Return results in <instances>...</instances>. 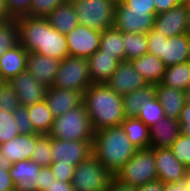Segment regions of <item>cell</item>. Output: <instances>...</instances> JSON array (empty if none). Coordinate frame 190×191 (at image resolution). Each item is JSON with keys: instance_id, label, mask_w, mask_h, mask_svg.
Masks as SVG:
<instances>
[{"instance_id": "obj_1", "label": "cell", "mask_w": 190, "mask_h": 191, "mask_svg": "<svg viewBox=\"0 0 190 191\" xmlns=\"http://www.w3.org/2000/svg\"><path fill=\"white\" fill-rule=\"evenodd\" d=\"M15 20L18 43L28 52L58 60L69 56L65 34L53 28L46 18L22 16Z\"/></svg>"}, {"instance_id": "obj_2", "label": "cell", "mask_w": 190, "mask_h": 191, "mask_svg": "<svg viewBox=\"0 0 190 191\" xmlns=\"http://www.w3.org/2000/svg\"><path fill=\"white\" fill-rule=\"evenodd\" d=\"M83 104L93 131L121 126L125 119L122 96L106 83L91 84L83 92Z\"/></svg>"}, {"instance_id": "obj_3", "label": "cell", "mask_w": 190, "mask_h": 191, "mask_svg": "<svg viewBox=\"0 0 190 191\" xmlns=\"http://www.w3.org/2000/svg\"><path fill=\"white\" fill-rule=\"evenodd\" d=\"M92 155L114 176L137 152L121 126L94 132Z\"/></svg>"}, {"instance_id": "obj_4", "label": "cell", "mask_w": 190, "mask_h": 191, "mask_svg": "<svg viewBox=\"0 0 190 191\" xmlns=\"http://www.w3.org/2000/svg\"><path fill=\"white\" fill-rule=\"evenodd\" d=\"M147 53L159 57L166 67L190 61V34L163 36L152 28L147 34Z\"/></svg>"}, {"instance_id": "obj_5", "label": "cell", "mask_w": 190, "mask_h": 191, "mask_svg": "<svg viewBox=\"0 0 190 191\" xmlns=\"http://www.w3.org/2000/svg\"><path fill=\"white\" fill-rule=\"evenodd\" d=\"M48 136L70 141H93L94 131L84 104L54 118Z\"/></svg>"}, {"instance_id": "obj_6", "label": "cell", "mask_w": 190, "mask_h": 191, "mask_svg": "<svg viewBox=\"0 0 190 191\" xmlns=\"http://www.w3.org/2000/svg\"><path fill=\"white\" fill-rule=\"evenodd\" d=\"M114 176L134 187L157 180L154 149L137 150Z\"/></svg>"}, {"instance_id": "obj_7", "label": "cell", "mask_w": 190, "mask_h": 191, "mask_svg": "<svg viewBox=\"0 0 190 191\" xmlns=\"http://www.w3.org/2000/svg\"><path fill=\"white\" fill-rule=\"evenodd\" d=\"M79 25L98 31L113 27L116 5L109 0H70Z\"/></svg>"}, {"instance_id": "obj_8", "label": "cell", "mask_w": 190, "mask_h": 191, "mask_svg": "<svg viewBox=\"0 0 190 191\" xmlns=\"http://www.w3.org/2000/svg\"><path fill=\"white\" fill-rule=\"evenodd\" d=\"M91 84L88 60L69 55L61 60L52 86L83 94Z\"/></svg>"}, {"instance_id": "obj_9", "label": "cell", "mask_w": 190, "mask_h": 191, "mask_svg": "<svg viewBox=\"0 0 190 191\" xmlns=\"http://www.w3.org/2000/svg\"><path fill=\"white\" fill-rule=\"evenodd\" d=\"M112 174L93 156L75 168L72 180L74 191H106Z\"/></svg>"}, {"instance_id": "obj_10", "label": "cell", "mask_w": 190, "mask_h": 191, "mask_svg": "<svg viewBox=\"0 0 190 191\" xmlns=\"http://www.w3.org/2000/svg\"><path fill=\"white\" fill-rule=\"evenodd\" d=\"M156 11L133 10L123 3L117 4L113 27L123 33L147 34L154 24Z\"/></svg>"}, {"instance_id": "obj_11", "label": "cell", "mask_w": 190, "mask_h": 191, "mask_svg": "<svg viewBox=\"0 0 190 191\" xmlns=\"http://www.w3.org/2000/svg\"><path fill=\"white\" fill-rule=\"evenodd\" d=\"M93 141H70L51 137L52 162L76 167L93 152Z\"/></svg>"}, {"instance_id": "obj_12", "label": "cell", "mask_w": 190, "mask_h": 191, "mask_svg": "<svg viewBox=\"0 0 190 191\" xmlns=\"http://www.w3.org/2000/svg\"><path fill=\"white\" fill-rule=\"evenodd\" d=\"M65 36L70 56L88 59L100 48L101 31L78 25Z\"/></svg>"}, {"instance_id": "obj_13", "label": "cell", "mask_w": 190, "mask_h": 191, "mask_svg": "<svg viewBox=\"0 0 190 191\" xmlns=\"http://www.w3.org/2000/svg\"><path fill=\"white\" fill-rule=\"evenodd\" d=\"M153 28L166 37L188 34V10L186 1L183 0L172 9L157 14L154 19Z\"/></svg>"}, {"instance_id": "obj_14", "label": "cell", "mask_w": 190, "mask_h": 191, "mask_svg": "<svg viewBox=\"0 0 190 191\" xmlns=\"http://www.w3.org/2000/svg\"><path fill=\"white\" fill-rule=\"evenodd\" d=\"M9 83L16 92L21 106L28 107L45 100L48 87L39 83L27 70L12 78Z\"/></svg>"}, {"instance_id": "obj_15", "label": "cell", "mask_w": 190, "mask_h": 191, "mask_svg": "<svg viewBox=\"0 0 190 191\" xmlns=\"http://www.w3.org/2000/svg\"><path fill=\"white\" fill-rule=\"evenodd\" d=\"M106 84L121 96L148 85L146 80L136 72L131 61L119 62Z\"/></svg>"}, {"instance_id": "obj_16", "label": "cell", "mask_w": 190, "mask_h": 191, "mask_svg": "<svg viewBox=\"0 0 190 191\" xmlns=\"http://www.w3.org/2000/svg\"><path fill=\"white\" fill-rule=\"evenodd\" d=\"M158 180L164 184L183 181L188 168L179 162L170 148L154 149Z\"/></svg>"}, {"instance_id": "obj_17", "label": "cell", "mask_w": 190, "mask_h": 191, "mask_svg": "<svg viewBox=\"0 0 190 191\" xmlns=\"http://www.w3.org/2000/svg\"><path fill=\"white\" fill-rule=\"evenodd\" d=\"M61 60L28 52L26 56V70L46 87H51L55 80Z\"/></svg>"}, {"instance_id": "obj_18", "label": "cell", "mask_w": 190, "mask_h": 191, "mask_svg": "<svg viewBox=\"0 0 190 191\" xmlns=\"http://www.w3.org/2000/svg\"><path fill=\"white\" fill-rule=\"evenodd\" d=\"M45 101L53 117L56 118L80 106L83 103V94L78 91L51 86L47 88Z\"/></svg>"}, {"instance_id": "obj_19", "label": "cell", "mask_w": 190, "mask_h": 191, "mask_svg": "<svg viewBox=\"0 0 190 191\" xmlns=\"http://www.w3.org/2000/svg\"><path fill=\"white\" fill-rule=\"evenodd\" d=\"M41 166L31 159L13 163L9 169L16 191H35Z\"/></svg>"}, {"instance_id": "obj_20", "label": "cell", "mask_w": 190, "mask_h": 191, "mask_svg": "<svg viewBox=\"0 0 190 191\" xmlns=\"http://www.w3.org/2000/svg\"><path fill=\"white\" fill-rule=\"evenodd\" d=\"M181 133L177 119L164 117L150 127V148H170Z\"/></svg>"}, {"instance_id": "obj_21", "label": "cell", "mask_w": 190, "mask_h": 191, "mask_svg": "<svg viewBox=\"0 0 190 191\" xmlns=\"http://www.w3.org/2000/svg\"><path fill=\"white\" fill-rule=\"evenodd\" d=\"M41 134H19L15 138L0 145V153L12 163L31 159L35 141Z\"/></svg>"}, {"instance_id": "obj_22", "label": "cell", "mask_w": 190, "mask_h": 191, "mask_svg": "<svg viewBox=\"0 0 190 191\" xmlns=\"http://www.w3.org/2000/svg\"><path fill=\"white\" fill-rule=\"evenodd\" d=\"M87 60L92 84L106 83L120 62L114 55H109L100 49Z\"/></svg>"}, {"instance_id": "obj_23", "label": "cell", "mask_w": 190, "mask_h": 191, "mask_svg": "<svg viewBox=\"0 0 190 191\" xmlns=\"http://www.w3.org/2000/svg\"><path fill=\"white\" fill-rule=\"evenodd\" d=\"M28 51L17 44L6 50L0 58V79L9 82L19 73L26 70V56Z\"/></svg>"}, {"instance_id": "obj_24", "label": "cell", "mask_w": 190, "mask_h": 191, "mask_svg": "<svg viewBox=\"0 0 190 191\" xmlns=\"http://www.w3.org/2000/svg\"><path fill=\"white\" fill-rule=\"evenodd\" d=\"M155 91L164 109L165 117L178 120L180 112L185 104V92L160 83L155 84Z\"/></svg>"}, {"instance_id": "obj_25", "label": "cell", "mask_w": 190, "mask_h": 191, "mask_svg": "<svg viewBox=\"0 0 190 191\" xmlns=\"http://www.w3.org/2000/svg\"><path fill=\"white\" fill-rule=\"evenodd\" d=\"M136 72H138L148 84H158L161 82L166 66L163 61L149 53H145L139 58L131 60Z\"/></svg>"}, {"instance_id": "obj_26", "label": "cell", "mask_w": 190, "mask_h": 191, "mask_svg": "<svg viewBox=\"0 0 190 191\" xmlns=\"http://www.w3.org/2000/svg\"><path fill=\"white\" fill-rule=\"evenodd\" d=\"M57 31L67 34L79 25L78 16L70 0L56 7L45 17Z\"/></svg>"}, {"instance_id": "obj_27", "label": "cell", "mask_w": 190, "mask_h": 191, "mask_svg": "<svg viewBox=\"0 0 190 191\" xmlns=\"http://www.w3.org/2000/svg\"><path fill=\"white\" fill-rule=\"evenodd\" d=\"M156 96L155 84H148L122 96L125 118H137L142 104Z\"/></svg>"}, {"instance_id": "obj_28", "label": "cell", "mask_w": 190, "mask_h": 191, "mask_svg": "<svg viewBox=\"0 0 190 191\" xmlns=\"http://www.w3.org/2000/svg\"><path fill=\"white\" fill-rule=\"evenodd\" d=\"M121 127L138 150L150 148V128L143 121L138 118H125Z\"/></svg>"}, {"instance_id": "obj_29", "label": "cell", "mask_w": 190, "mask_h": 191, "mask_svg": "<svg viewBox=\"0 0 190 191\" xmlns=\"http://www.w3.org/2000/svg\"><path fill=\"white\" fill-rule=\"evenodd\" d=\"M27 112L34 131L41 135H48L51 130L54 117L49 110L46 101H40L28 106Z\"/></svg>"}, {"instance_id": "obj_30", "label": "cell", "mask_w": 190, "mask_h": 191, "mask_svg": "<svg viewBox=\"0 0 190 191\" xmlns=\"http://www.w3.org/2000/svg\"><path fill=\"white\" fill-rule=\"evenodd\" d=\"M160 84L185 91L190 86V61L166 67Z\"/></svg>"}, {"instance_id": "obj_31", "label": "cell", "mask_w": 190, "mask_h": 191, "mask_svg": "<svg viewBox=\"0 0 190 191\" xmlns=\"http://www.w3.org/2000/svg\"><path fill=\"white\" fill-rule=\"evenodd\" d=\"M99 49L109 55H114L120 62L126 61L123 32L114 27L101 32Z\"/></svg>"}, {"instance_id": "obj_32", "label": "cell", "mask_w": 190, "mask_h": 191, "mask_svg": "<svg viewBox=\"0 0 190 191\" xmlns=\"http://www.w3.org/2000/svg\"><path fill=\"white\" fill-rule=\"evenodd\" d=\"M123 43L126 53V61L139 58L148 51V40L146 34L123 33Z\"/></svg>"}, {"instance_id": "obj_33", "label": "cell", "mask_w": 190, "mask_h": 191, "mask_svg": "<svg viewBox=\"0 0 190 191\" xmlns=\"http://www.w3.org/2000/svg\"><path fill=\"white\" fill-rule=\"evenodd\" d=\"M165 117L164 109L161 106L157 96L152 100L145 101L140 108L137 116L138 119L143 121L149 128Z\"/></svg>"}, {"instance_id": "obj_34", "label": "cell", "mask_w": 190, "mask_h": 191, "mask_svg": "<svg viewBox=\"0 0 190 191\" xmlns=\"http://www.w3.org/2000/svg\"><path fill=\"white\" fill-rule=\"evenodd\" d=\"M31 160L38 163L41 168L50 167L52 164L51 156V137L41 135L36 141L32 152Z\"/></svg>"}, {"instance_id": "obj_35", "label": "cell", "mask_w": 190, "mask_h": 191, "mask_svg": "<svg viewBox=\"0 0 190 191\" xmlns=\"http://www.w3.org/2000/svg\"><path fill=\"white\" fill-rule=\"evenodd\" d=\"M18 135V126L14 114L7 111H0V145Z\"/></svg>"}, {"instance_id": "obj_36", "label": "cell", "mask_w": 190, "mask_h": 191, "mask_svg": "<svg viewBox=\"0 0 190 191\" xmlns=\"http://www.w3.org/2000/svg\"><path fill=\"white\" fill-rule=\"evenodd\" d=\"M18 96L11 84L7 81L0 82V111L13 113L19 107Z\"/></svg>"}, {"instance_id": "obj_37", "label": "cell", "mask_w": 190, "mask_h": 191, "mask_svg": "<svg viewBox=\"0 0 190 191\" xmlns=\"http://www.w3.org/2000/svg\"><path fill=\"white\" fill-rule=\"evenodd\" d=\"M18 44L16 20L0 24V49L4 52Z\"/></svg>"}, {"instance_id": "obj_38", "label": "cell", "mask_w": 190, "mask_h": 191, "mask_svg": "<svg viewBox=\"0 0 190 191\" xmlns=\"http://www.w3.org/2000/svg\"><path fill=\"white\" fill-rule=\"evenodd\" d=\"M170 149L179 162L190 168V136L180 133Z\"/></svg>"}, {"instance_id": "obj_39", "label": "cell", "mask_w": 190, "mask_h": 191, "mask_svg": "<svg viewBox=\"0 0 190 191\" xmlns=\"http://www.w3.org/2000/svg\"><path fill=\"white\" fill-rule=\"evenodd\" d=\"M67 0H32L28 16L45 18Z\"/></svg>"}, {"instance_id": "obj_40", "label": "cell", "mask_w": 190, "mask_h": 191, "mask_svg": "<svg viewBox=\"0 0 190 191\" xmlns=\"http://www.w3.org/2000/svg\"><path fill=\"white\" fill-rule=\"evenodd\" d=\"M12 162L0 153V191H14L15 185L10 176L9 169L12 167Z\"/></svg>"}, {"instance_id": "obj_41", "label": "cell", "mask_w": 190, "mask_h": 191, "mask_svg": "<svg viewBox=\"0 0 190 191\" xmlns=\"http://www.w3.org/2000/svg\"><path fill=\"white\" fill-rule=\"evenodd\" d=\"M13 114L17 121L19 134H24V135L38 134L34 131L32 127L27 112V107L19 105V107L13 112Z\"/></svg>"}, {"instance_id": "obj_42", "label": "cell", "mask_w": 190, "mask_h": 191, "mask_svg": "<svg viewBox=\"0 0 190 191\" xmlns=\"http://www.w3.org/2000/svg\"><path fill=\"white\" fill-rule=\"evenodd\" d=\"M75 168L73 165H64L59 162H52L50 166L56 180L62 182H72Z\"/></svg>"}, {"instance_id": "obj_43", "label": "cell", "mask_w": 190, "mask_h": 191, "mask_svg": "<svg viewBox=\"0 0 190 191\" xmlns=\"http://www.w3.org/2000/svg\"><path fill=\"white\" fill-rule=\"evenodd\" d=\"M32 0H7L9 13L13 19L28 16Z\"/></svg>"}, {"instance_id": "obj_44", "label": "cell", "mask_w": 190, "mask_h": 191, "mask_svg": "<svg viewBox=\"0 0 190 191\" xmlns=\"http://www.w3.org/2000/svg\"><path fill=\"white\" fill-rule=\"evenodd\" d=\"M56 178L52 174L50 167H43L39 171V175L37 178V187L38 191H46L47 188H50V185L55 181Z\"/></svg>"}, {"instance_id": "obj_45", "label": "cell", "mask_w": 190, "mask_h": 191, "mask_svg": "<svg viewBox=\"0 0 190 191\" xmlns=\"http://www.w3.org/2000/svg\"><path fill=\"white\" fill-rule=\"evenodd\" d=\"M123 4L139 11H156L154 0H124Z\"/></svg>"}, {"instance_id": "obj_46", "label": "cell", "mask_w": 190, "mask_h": 191, "mask_svg": "<svg viewBox=\"0 0 190 191\" xmlns=\"http://www.w3.org/2000/svg\"><path fill=\"white\" fill-rule=\"evenodd\" d=\"M181 133L190 136V103L185 102L178 118Z\"/></svg>"}, {"instance_id": "obj_47", "label": "cell", "mask_w": 190, "mask_h": 191, "mask_svg": "<svg viewBox=\"0 0 190 191\" xmlns=\"http://www.w3.org/2000/svg\"><path fill=\"white\" fill-rule=\"evenodd\" d=\"M106 191H136V187L123 183L115 176H112Z\"/></svg>"}, {"instance_id": "obj_48", "label": "cell", "mask_w": 190, "mask_h": 191, "mask_svg": "<svg viewBox=\"0 0 190 191\" xmlns=\"http://www.w3.org/2000/svg\"><path fill=\"white\" fill-rule=\"evenodd\" d=\"M183 0H154L156 7V15L166 12L180 4Z\"/></svg>"}, {"instance_id": "obj_49", "label": "cell", "mask_w": 190, "mask_h": 191, "mask_svg": "<svg viewBox=\"0 0 190 191\" xmlns=\"http://www.w3.org/2000/svg\"><path fill=\"white\" fill-rule=\"evenodd\" d=\"M163 190H164V183L158 179L136 187V191H163Z\"/></svg>"}, {"instance_id": "obj_50", "label": "cell", "mask_w": 190, "mask_h": 191, "mask_svg": "<svg viewBox=\"0 0 190 191\" xmlns=\"http://www.w3.org/2000/svg\"><path fill=\"white\" fill-rule=\"evenodd\" d=\"M46 191H74V189L72 187V182L55 180Z\"/></svg>"}, {"instance_id": "obj_51", "label": "cell", "mask_w": 190, "mask_h": 191, "mask_svg": "<svg viewBox=\"0 0 190 191\" xmlns=\"http://www.w3.org/2000/svg\"><path fill=\"white\" fill-rule=\"evenodd\" d=\"M14 20L7 5V0H0V24Z\"/></svg>"}, {"instance_id": "obj_52", "label": "cell", "mask_w": 190, "mask_h": 191, "mask_svg": "<svg viewBox=\"0 0 190 191\" xmlns=\"http://www.w3.org/2000/svg\"><path fill=\"white\" fill-rule=\"evenodd\" d=\"M163 191H188V188L184 181H179L175 183L164 184Z\"/></svg>"}, {"instance_id": "obj_53", "label": "cell", "mask_w": 190, "mask_h": 191, "mask_svg": "<svg viewBox=\"0 0 190 191\" xmlns=\"http://www.w3.org/2000/svg\"><path fill=\"white\" fill-rule=\"evenodd\" d=\"M183 181L186 184L188 191H190V168H188V171H187L186 176L183 179Z\"/></svg>"}, {"instance_id": "obj_54", "label": "cell", "mask_w": 190, "mask_h": 191, "mask_svg": "<svg viewBox=\"0 0 190 191\" xmlns=\"http://www.w3.org/2000/svg\"><path fill=\"white\" fill-rule=\"evenodd\" d=\"M184 92H185V102L190 103V86Z\"/></svg>"}, {"instance_id": "obj_55", "label": "cell", "mask_w": 190, "mask_h": 191, "mask_svg": "<svg viewBox=\"0 0 190 191\" xmlns=\"http://www.w3.org/2000/svg\"><path fill=\"white\" fill-rule=\"evenodd\" d=\"M187 10H188V29L190 34V6H187Z\"/></svg>"}, {"instance_id": "obj_56", "label": "cell", "mask_w": 190, "mask_h": 191, "mask_svg": "<svg viewBox=\"0 0 190 191\" xmlns=\"http://www.w3.org/2000/svg\"><path fill=\"white\" fill-rule=\"evenodd\" d=\"M109 1L112 2L114 5L121 4L124 2V0H109Z\"/></svg>"}, {"instance_id": "obj_57", "label": "cell", "mask_w": 190, "mask_h": 191, "mask_svg": "<svg viewBox=\"0 0 190 191\" xmlns=\"http://www.w3.org/2000/svg\"><path fill=\"white\" fill-rule=\"evenodd\" d=\"M187 3V6H190V0H185Z\"/></svg>"}, {"instance_id": "obj_58", "label": "cell", "mask_w": 190, "mask_h": 191, "mask_svg": "<svg viewBox=\"0 0 190 191\" xmlns=\"http://www.w3.org/2000/svg\"><path fill=\"white\" fill-rule=\"evenodd\" d=\"M3 53H4V51L2 49H0V58H1Z\"/></svg>"}]
</instances>
